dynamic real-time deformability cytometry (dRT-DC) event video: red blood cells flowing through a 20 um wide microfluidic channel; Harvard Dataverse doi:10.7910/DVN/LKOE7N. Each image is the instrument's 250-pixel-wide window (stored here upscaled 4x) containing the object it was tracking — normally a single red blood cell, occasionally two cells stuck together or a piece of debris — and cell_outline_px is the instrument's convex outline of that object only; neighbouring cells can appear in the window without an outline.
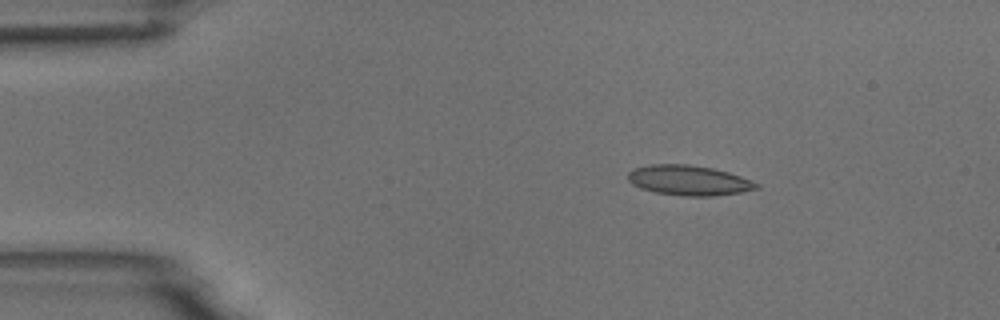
{"species": "common noctule bat (a hibernating species)", "species_latin": "Nyctalus noctula", "temperature_condition": "room temperature", "stored_images_in_passage": 5, "camera_frame_rate_fps": 3000, "um_per_image_px": 0.085, "animal": {"sex": "male", "body_mass_g": 18.8}, "frame": {"image": 1, "passage_image": 3, "time_ms": 2.333, "image_size_px": [1000, 320], "cell_outline_px": [[760, 188], [740, 192], [716, 196], [680, 196], [656, 192], [640, 188], [632, 184], [628, 180], [628, 172], [632, 168], [648, 164], [688, 164], [712, 168], [728, 172], [752, 180], [760, 184]], "centroid_in_image_um": [58.54, 15.33], "position_along_channel_um": 26.5, "area_um2": 22.72}}